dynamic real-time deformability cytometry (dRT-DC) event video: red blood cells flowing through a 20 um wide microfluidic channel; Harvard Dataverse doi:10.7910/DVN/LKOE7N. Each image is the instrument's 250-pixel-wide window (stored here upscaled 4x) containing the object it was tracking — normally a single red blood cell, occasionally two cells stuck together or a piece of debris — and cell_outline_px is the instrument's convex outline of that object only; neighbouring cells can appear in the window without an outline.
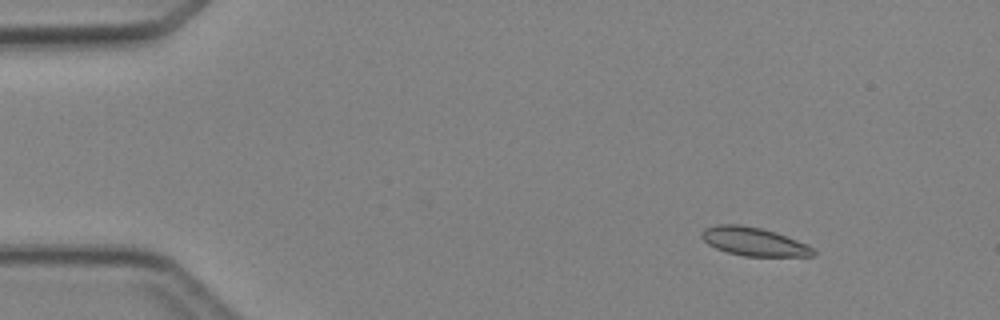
{"species": "Egyptian fruit bat (a non-hibernating species)", "species_latin": "Rousettus aegyptiacus", "temperature_condition": "cold", "stored_images_in_passage": 4, "camera_frame_rate_fps": 3000, "um_per_image_px": 0.085, "animal": {"sex": "female"}, "frame": {"image": 1, "passage_image": 2, "time_ms": 1.333, "image_size_px": [1000, 320], "cell_outline_px": [[816, 252], [812, 256], [744, 256], [728, 252], [716, 248], [708, 244], [700, 236], [700, 232], [704, 228], [716, 224], [740, 224], [760, 228], [776, 232], [808, 244]], "centroid_in_image_um": [64.05, 20.52], "position_along_channel_um": 20.9, "area_um2": 18.55}}